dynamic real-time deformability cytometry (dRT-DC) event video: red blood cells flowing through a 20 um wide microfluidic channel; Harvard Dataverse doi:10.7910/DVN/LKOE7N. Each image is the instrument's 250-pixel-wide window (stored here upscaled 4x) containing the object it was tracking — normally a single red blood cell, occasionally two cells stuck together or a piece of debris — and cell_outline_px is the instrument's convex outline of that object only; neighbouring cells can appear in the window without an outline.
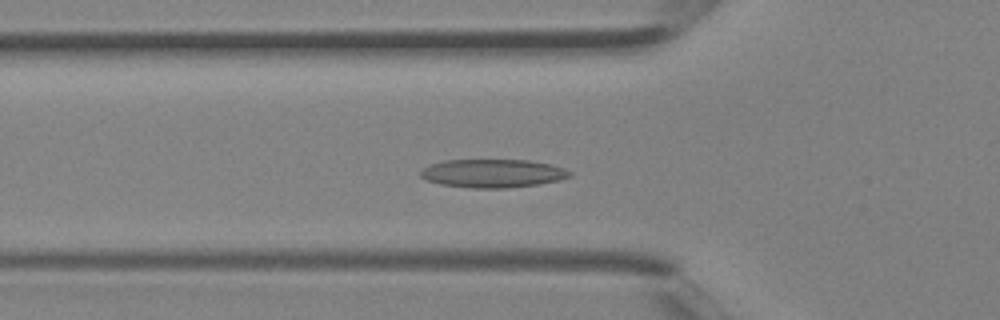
{"species": "Egyptian fruit bat (a non-hibernating species)", "species_latin": "Rousettus aegyptiacus", "temperature_condition": "room temperature", "stored_images_in_passage": 41, "segment_of_instrument_passage": [1, 2], "camera_frame_rate_fps": 3000, "um_per_image_px": 0.085, "animal": {"sex": "female"}, "frame": {"image": 1, "passage_image": 14, "time_ms": 4.333, "image_size_px": [1000, 320], "cell_outline_px": [[572, 176], [560, 180], [536, 184], [508, 188], [468, 188], [440, 184], [428, 180], [420, 176], [420, 172], [428, 164], [444, 160], [528, 160], [552, 164], [564, 168], [572, 172]], "centroid_in_image_um": [41.89, 14.73], "position_along_channel_um": 83.9, "area_um2": 24.8}}
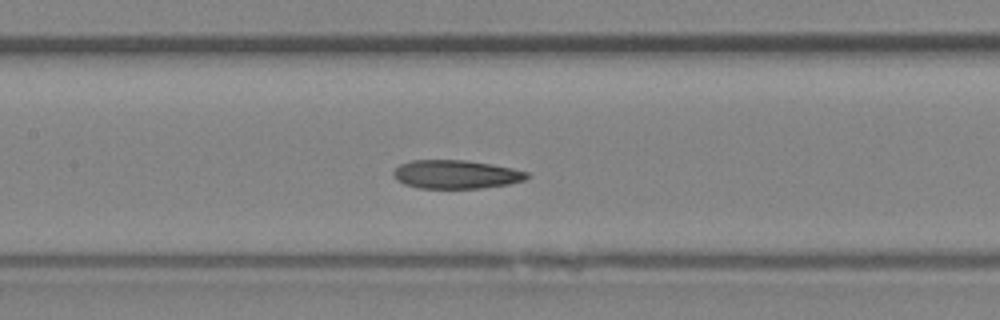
{"frame": {"image": 2, "passage_image": 19, "time_ms": 6.0, "image_size_px": [1000, 320], "cell_outline_px": [[528, 176], [524, 180], [508, 184], [480, 188], [420, 188], [404, 184], [396, 180], [392, 172], [400, 164], [412, 160], [464, 160], [492, 164], [512, 168], [528, 172]], "centroid_in_image_um": [38.73, 14.82], "position_along_channel_um": 168.7, "area_um2": 22.14}}
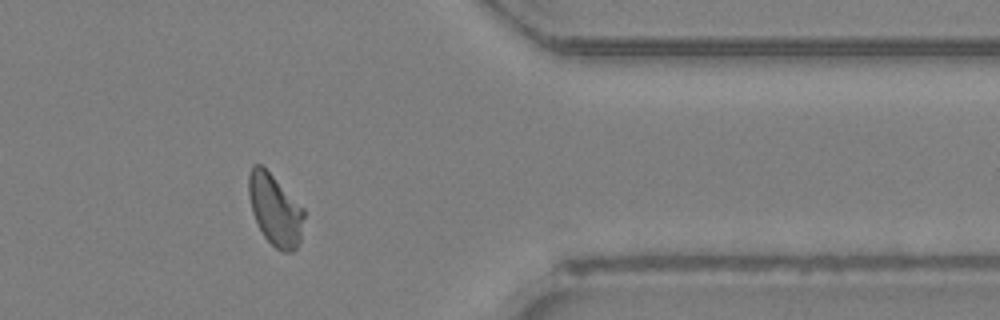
{"frame": {"image": 3, "passage_image": 33, "time_ms": 10.667, "image_size_px": [1000, 320], "cell_outline_px": [[304, 216], [300, 240], [296, 248], [292, 252], [284, 252], [276, 248], [264, 236], [252, 212], [248, 196], [248, 172], [252, 164], [260, 164], [304, 208]], "centroid_in_image_um": [23.36, 17.83], "position_along_channel_um": 388.0, "area_um2": 22.72}}